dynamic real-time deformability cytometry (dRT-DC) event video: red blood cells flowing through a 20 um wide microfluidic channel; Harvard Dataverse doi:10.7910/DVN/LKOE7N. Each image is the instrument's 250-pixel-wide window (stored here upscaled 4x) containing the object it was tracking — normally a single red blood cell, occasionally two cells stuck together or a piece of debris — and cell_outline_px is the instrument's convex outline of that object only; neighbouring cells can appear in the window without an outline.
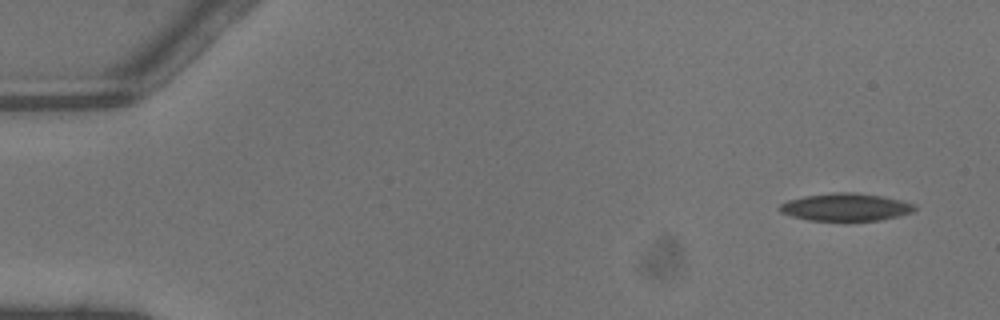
{"species": "common noctule bat (a hibernating species)", "species_latin": "Nyctalus noctula", "temperature_condition": "warm", "stored_images_in_passage": 45, "camera_frame_rate_fps": 3000, "um_per_image_px": 0.085, "animal": {"sex": "male", "body_mass_g": 13.3}, "frame": {"image": 1, "passage_image": 1, "time_ms": 0.0, "image_size_px": [1000, 320], "cell_outline_px": [[916, 208], [912, 212], [880, 220], [808, 220], [792, 216], [780, 212], [776, 208], [780, 204], [788, 200], [804, 196], [832, 192], [856, 192], [884, 196], [900, 200], [912, 204]], "centroid_in_image_um": [71.83, 17.59], "position_along_channel_um": 13.2, "area_um2": 21.62}}
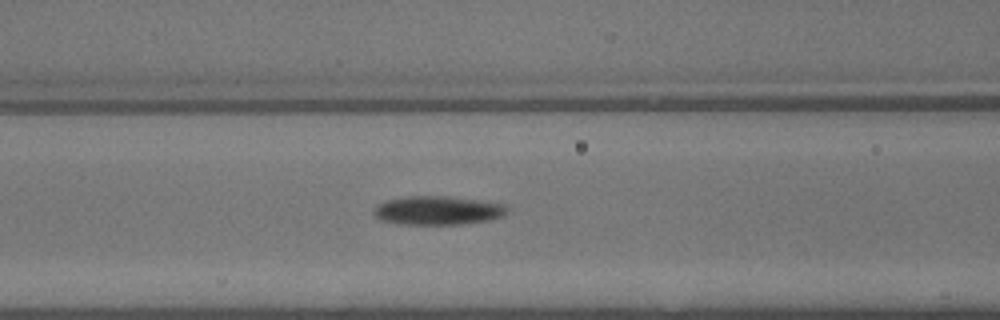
{"frame": {"image": 2, "passage_image": 18, "time_ms": 5.667, "image_size_px": [1000, 320], "cell_outline_px": [[504, 212], [500, 216], [488, 220], [456, 224], [400, 224], [380, 220], [372, 212], [380, 204], [388, 200], [408, 196], [444, 196], [476, 200], [504, 204]], "centroid_in_image_um": [37.13, 17.89], "position_along_channel_um": 129.5, "area_um2": 21.68}}
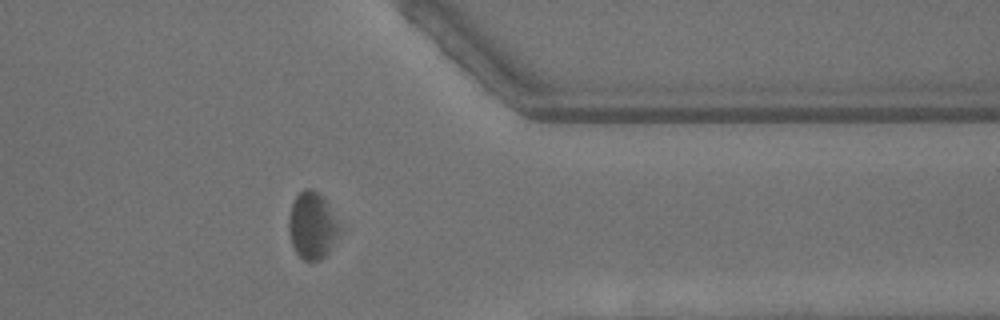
{"frame": {"image": 3, "passage_image": 36, "time_ms": 11.667, "image_size_px": [1000, 320], "cell_outline_px": [[340, 228], [328, 252], [320, 260], [304, 260], [296, 252], [292, 244], [288, 228], [288, 220], [292, 204], [296, 196], [304, 188], [308, 188], [324, 196]], "centroid_in_image_um": [26.51, 19.16], "position_along_channel_um": 384.9, "area_um2": 19.31}, "authors_computed_cell_mechanics": {"area_um2": 21.8484, "velocity_mm_per_s": 4.4397, "shape_relaxation_time_tau1_ms": 6.8065, "shape_relaxation_time_tau2_ms": 6.4777, "deformation_change_tau1": 0.165, "deformation_change_tau2": 0.1682}}